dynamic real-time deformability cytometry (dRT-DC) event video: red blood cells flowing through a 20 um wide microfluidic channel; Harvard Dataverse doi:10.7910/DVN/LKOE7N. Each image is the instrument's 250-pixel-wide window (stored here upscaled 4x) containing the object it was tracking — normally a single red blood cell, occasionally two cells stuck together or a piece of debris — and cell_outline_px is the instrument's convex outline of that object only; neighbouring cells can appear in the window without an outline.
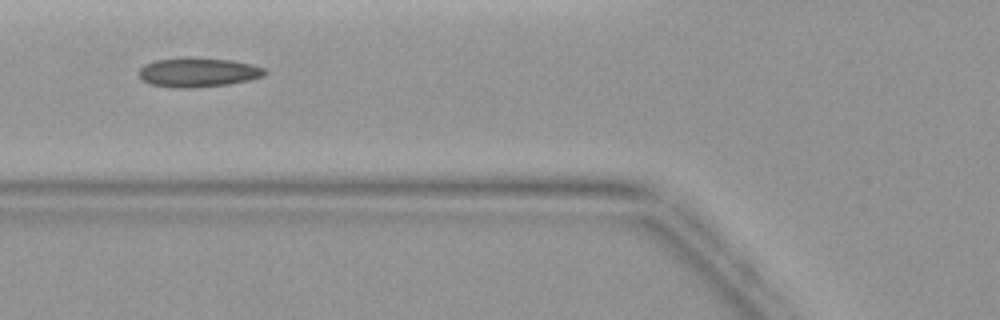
{"species": "common noctule bat (a hibernating species)", "species_latin": "Nyctalus noctula", "temperature_condition": "warm", "stored_images_in_passage": 5, "camera_frame_rate_fps": 3000, "um_per_image_px": 0.085, "animal": {"sex": "female", "body_mass_g": 19.9}, "frame": {"image": 1, "passage_image": 5, "time_ms": 4.667, "image_size_px": [1000, 320], "cell_outline_px": [[268, 72], [264, 76], [248, 80], [228, 84], [188, 88], [176, 88], [152, 84], [144, 80], [140, 76], [140, 68], [144, 64], [156, 60], [184, 56], [188, 56], [232, 60], [252, 64], [264, 68]], "centroid_in_image_um": [16.86, 6.12], "position_along_channel_um": 108.9, "area_um2": 21.62}}